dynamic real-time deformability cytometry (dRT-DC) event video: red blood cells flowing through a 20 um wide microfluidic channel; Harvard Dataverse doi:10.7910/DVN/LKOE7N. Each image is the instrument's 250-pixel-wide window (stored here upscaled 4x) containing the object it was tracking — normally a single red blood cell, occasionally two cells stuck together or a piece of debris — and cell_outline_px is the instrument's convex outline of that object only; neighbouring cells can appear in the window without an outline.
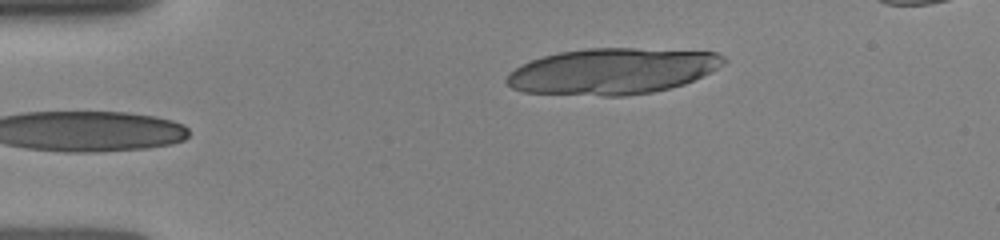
{"species": "human", "species_latin": "Homo sapiens", "temperature_condition": "room temperature", "stored_images_in_passage": 4, "camera_frame_rate_fps": 3000, "um_per_image_px": 0.085, "donor": {"sex": "female"}, "frame": {"image": 1, "passage_image": 4, "time_ms": 2.333, "image_size_px": [1000, 240], "cell_outline_px": [[728, 60], [724, 64], [684, 84], [652, 92], [624, 96], [604, 96], [524, 92], [512, 88], [504, 80], [516, 68], [532, 60], [544, 56], [560, 52], [588, 48], [636, 48], [716, 52], [724, 56]], "centroid_in_image_um": [52.06, 6.05], "position_along_channel_um": 32.9, "area_um2": 57.86}}